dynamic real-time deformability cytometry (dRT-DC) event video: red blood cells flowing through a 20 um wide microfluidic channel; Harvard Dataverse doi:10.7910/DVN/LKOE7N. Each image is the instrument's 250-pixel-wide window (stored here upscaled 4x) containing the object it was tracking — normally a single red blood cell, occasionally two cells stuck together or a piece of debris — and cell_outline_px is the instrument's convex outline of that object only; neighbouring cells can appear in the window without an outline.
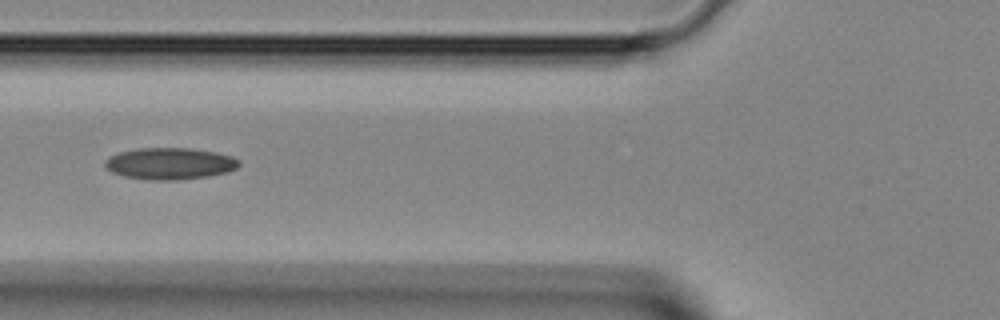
{"species": "Egyptian fruit bat (a non-hibernating species)", "species_latin": "Rousettus aegyptiacus", "temperature_condition": "room temperature", "stored_images_in_passage": 41, "camera_frame_rate_fps": 3000, "um_per_image_px": 0.085, "animal": {"sex": "female"}, "frame": {"image": 1, "passage_image": 15, "time_ms": 4.667, "image_size_px": [1000, 320], "cell_outline_px": [[240, 164], [236, 168], [228, 172], [208, 176], [176, 180], [148, 180], [124, 176], [112, 172], [104, 164], [104, 160], [108, 156], [120, 152], [136, 148], [192, 148], [216, 152], [232, 156], [240, 160]], "centroid_in_image_um": [14.44, 13.9], "position_along_channel_um": 111.4, "area_um2": 24.91}}
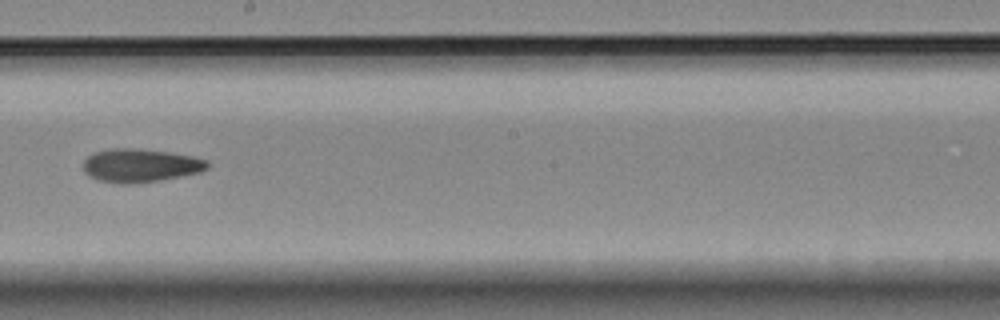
{"frame": {"image": 2, "passage_image": 23, "time_ms": 7.333, "image_size_px": [1000, 320], "cell_outline_px": [[208, 168], [200, 172], [160, 180], [132, 184], [120, 184], [96, 180], [88, 176], [84, 172], [84, 160], [88, 156], [96, 152], [108, 148], [136, 148], [168, 152], [192, 156], [208, 160]], "centroid_in_image_um": [11.9, 14.07], "position_along_channel_um": 236.3, "area_um2": 24.28}}
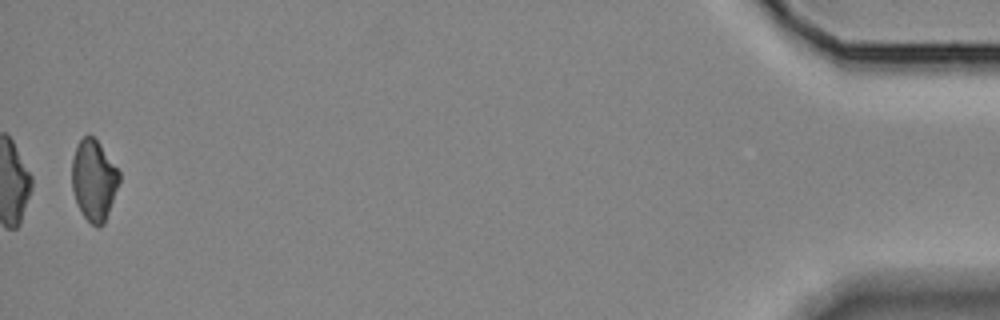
{"frame": {"image": 3, "passage_image": 41, "time_ms": 13.333, "image_size_px": [1000, 320], "cell_outline_px": [[120, 180], [104, 224], [100, 228], [96, 228], [84, 216], [76, 204], [72, 188], [72, 160], [76, 148], [80, 140], [88, 132], [100, 144], [120, 172]], "centroid_in_image_um": [7.97, 15.33], "position_along_channel_um": 427.2, "area_um2": 22.25}}